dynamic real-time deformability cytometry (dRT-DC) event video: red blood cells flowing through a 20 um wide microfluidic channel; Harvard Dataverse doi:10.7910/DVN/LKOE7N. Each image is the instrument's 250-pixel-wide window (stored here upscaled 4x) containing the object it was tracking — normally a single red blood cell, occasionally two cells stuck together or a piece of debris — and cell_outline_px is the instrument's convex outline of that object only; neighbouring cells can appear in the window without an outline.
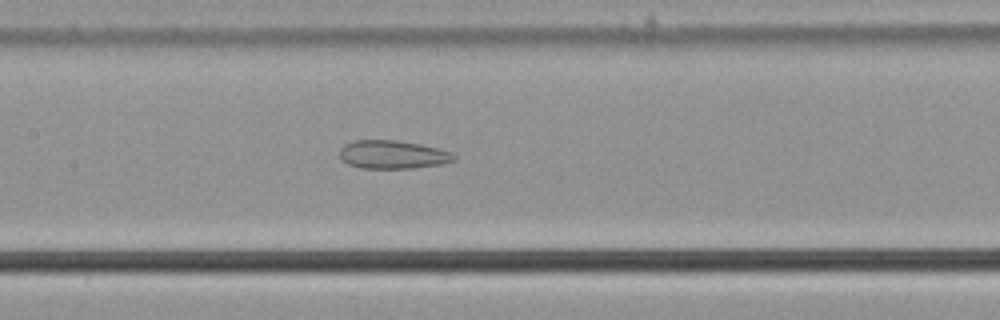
{"species": "common noctule bat (a hibernating species)", "species_latin": "Nyctalus noctula", "temperature_condition": "cold", "stored_images_in_passage": 48, "camera_frame_rate_fps": 3000, "um_per_image_px": 0.085, "animal": {"sex": "male", "body_mass_g": 21.5, "forearm_length_mm": 52.0}, "frame": {"image": 1, "passage_image": 20, "time_ms": 6.333, "image_size_px": [1000, 320], "cell_outline_px": [[456, 160], [440, 164], [412, 168], [360, 168], [348, 164], [340, 156], [340, 148], [344, 144], [356, 140], [396, 140], [420, 144], [440, 148], [452, 152], [456, 156]], "centroid_in_image_um": [33.4, 13.13], "position_along_channel_um": 174.0, "area_um2": 18.9}}
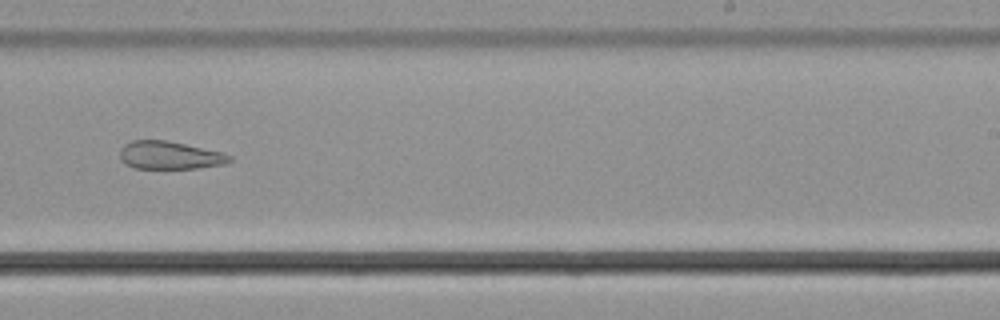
{"frame": {"image": 2, "passage_image": 28, "time_ms": 9.0, "image_size_px": [1000, 320], "cell_outline_px": [[232, 160], [224, 164], [200, 168], [136, 168], [124, 164], [120, 156], [120, 148], [124, 144], [132, 140], [168, 140], [224, 152], [232, 156]], "centroid_in_image_um": [14.44, 13.19], "position_along_channel_um": 274.6, "area_um2": 18.03}}
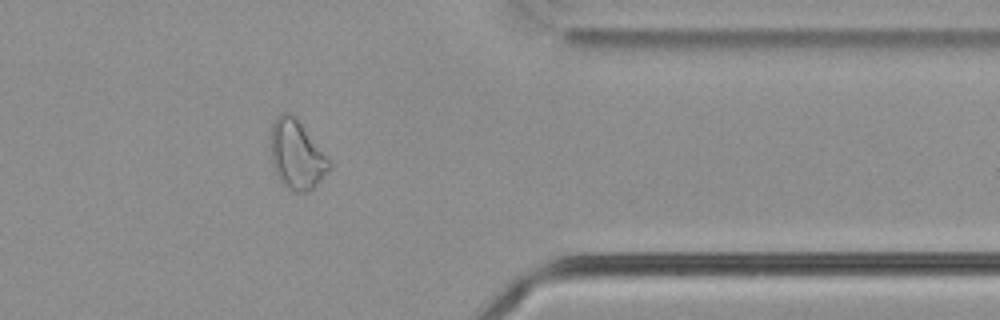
{"frame": {"image": 3, "passage_image": 38, "time_ms": 12.333, "image_size_px": [1000, 320], "cell_outline_px": [[332, 168], [312, 188], [304, 192], [296, 192], [284, 188], [272, 164], [272, 124], [276, 116], [280, 112], [292, 112], [332, 164]], "centroid_in_image_um": [25.21, 13.15], "position_along_channel_um": 386.2, "area_um2": 23.18}, "authors_computed_cell_mechanics": {"area_um2": 22.9177, "velocity_mm_per_s": 3.7804, "shape_relaxation_time_tau1_ms": null, "shape_relaxation_time_tau2_ms": 4.1486, "deformation_change_tau1": null, "deformation_change_tau2": 0.1377}}